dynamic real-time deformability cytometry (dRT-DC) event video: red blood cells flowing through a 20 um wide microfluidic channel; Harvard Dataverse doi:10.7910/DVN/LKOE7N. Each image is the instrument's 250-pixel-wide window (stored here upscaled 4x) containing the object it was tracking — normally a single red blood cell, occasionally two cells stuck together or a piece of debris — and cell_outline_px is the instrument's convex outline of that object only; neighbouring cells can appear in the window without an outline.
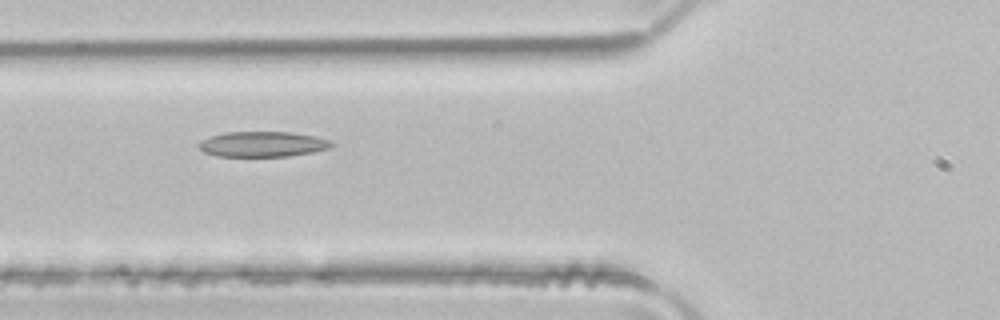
{"species": "common noctule bat (a hibernating species)", "species_latin": "Nyctalus noctula", "temperature_condition": "room temperature", "stored_images_in_passage": 7, "camera_frame_rate_fps": 3000, "um_per_image_px": 0.085, "animal": {"sex": "male", "body_mass_g": 21.5, "forearm_length_mm": 52.0}, "frame": {"image": 1, "passage_image": 5, "time_ms": 1.333, "image_size_px": [1000, 320], "cell_outline_px": [[336, 144], [332, 148], [312, 152], [288, 156], [216, 156], [204, 152], [196, 144], [200, 140], [224, 132], [292, 132], [316, 136], [332, 140]], "centroid_in_image_um": [22.37, 12.25], "position_along_channel_um": 103.4, "area_um2": 19.83}}
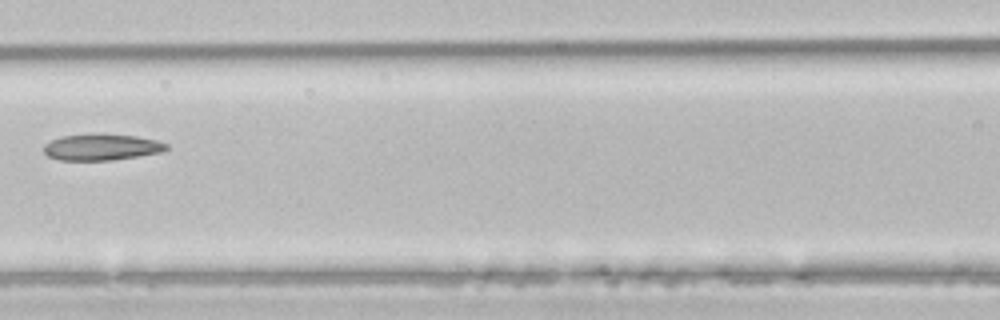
{"frame": {"image": 2, "passage_image": 6, "time_ms": 1.667, "image_size_px": [1000, 320], "cell_outline_px": [[168, 148], [160, 152], [112, 160], [60, 160], [48, 156], [44, 152], [44, 144], [60, 136], [96, 132], [104, 132], [136, 136], [156, 140], [168, 144]], "centroid_in_image_um": [8.6, 12.47], "position_along_channel_um": 158.0, "area_um2": 19.13}}
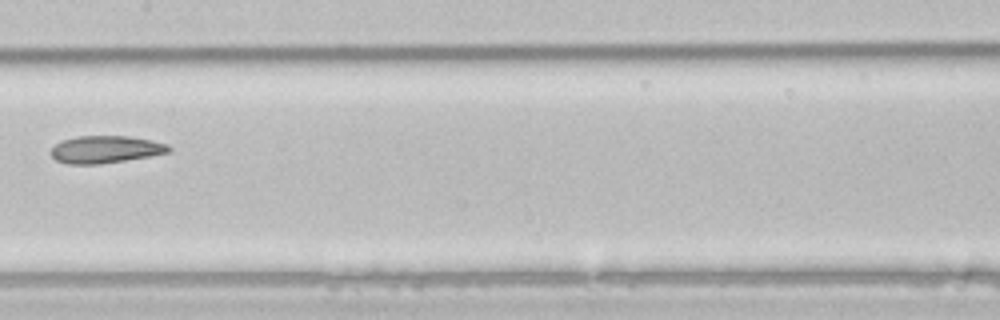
{"frame": {"image": 3, "passage_image": 7, "time_ms": 2.0, "image_size_px": [1000, 320], "cell_outline_px": [[172, 152], [100, 164], [68, 164], [56, 160], [48, 152], [56, 144], [64, 140], [76, 136], [128, 136], [152, 140], [168, 144], [172, 148]], "centroid_in_image_um": [8.98, 12.7], "position_along_channel_um": 198.4, "area_um2": 18.79}}